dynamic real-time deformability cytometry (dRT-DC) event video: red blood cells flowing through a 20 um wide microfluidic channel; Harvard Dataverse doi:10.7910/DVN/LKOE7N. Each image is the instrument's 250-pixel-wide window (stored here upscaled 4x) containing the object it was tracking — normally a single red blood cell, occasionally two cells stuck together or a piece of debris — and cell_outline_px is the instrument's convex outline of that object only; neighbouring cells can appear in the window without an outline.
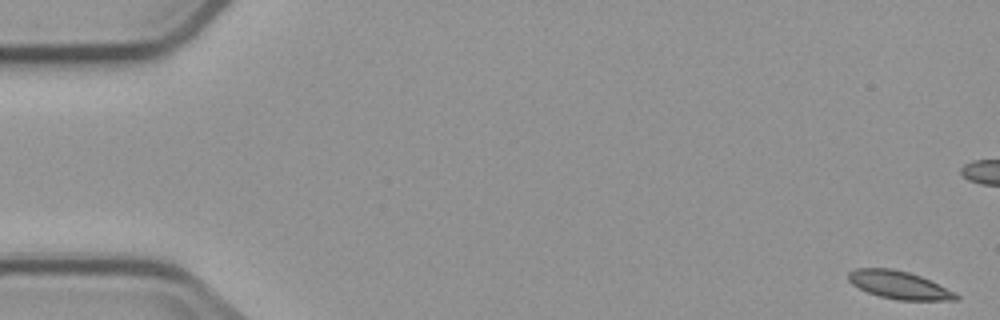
{"species": "common noctule bat (a hibernating species)", "species_latin": "Nyctalus noctula", "temperature_condition": "cold", "stored_images_in_passage": 6, "camera_frame_rate_fps": 3000, "um_per_image_px": 0.085, "animal": {"sex": "male", "body_mass_g": 23.1, "forearm_length_mm": 52.7}, "frame": {"image": 1, "passage_image": 1, "time_ms": 0.0, "image_size_px": [1000, 320], "cell_outline_px": [[960, 296], [956, 300], [896, 300], [880, 296], [868, 292], [852, 284], [848, 280], [848, 272], [856, 268], [892, 268], [908, 272], [920, 276], [956, 292]], "centroid_in_image_um": [76.42, 24.22], "position_along_channel_um": 8.6, "area_um2": 17.4}}